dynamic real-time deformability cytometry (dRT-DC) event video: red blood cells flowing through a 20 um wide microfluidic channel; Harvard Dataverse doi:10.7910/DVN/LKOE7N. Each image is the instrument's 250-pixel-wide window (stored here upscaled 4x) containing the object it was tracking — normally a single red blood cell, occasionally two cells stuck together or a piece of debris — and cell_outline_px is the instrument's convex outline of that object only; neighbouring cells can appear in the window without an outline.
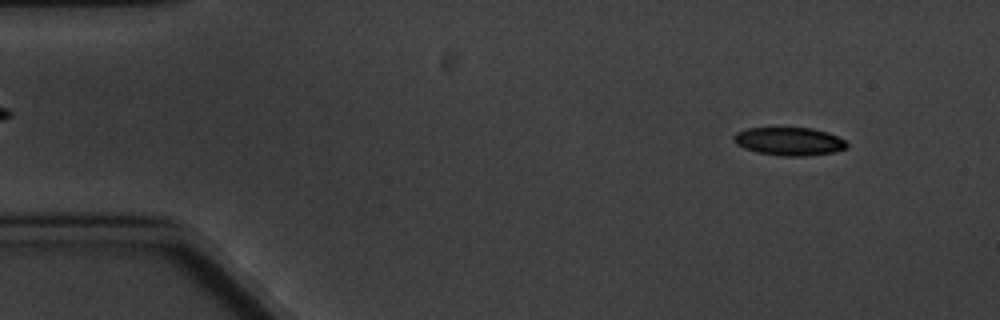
{"species": "common noctule bat (a hibernating species)", "species_latin": "Nyctalus noctula", "temperature_condition": "cold", "stored_images_in_passage": 5, "segment_of_instrument_passage": [1, 2], "camera_frame_rate_fps": 3000, "um_per_image_px": 0.085, "animal": {"sex": "male", "body_mass_g": 20.1, "forearm_length_mm": 53.5}, "frame": {"image": 1, "passage_image": 1, "time_ms": 0.0, "image_size_px": [1000, 320], "cell_outline_px": [[848, 144], [844, 148], [836, 152], [804, 156], [784, 156], [756, 152], [744, 148], [736, 144], [732, 140], [732, 136], [736, 132], [748, 128], [812, 128], [828, 132], [844, 140]], "centroid_in_image_um": [67.05, 12.01], "position_along_channel_um": 18.0, "area_um2": 18.55}}
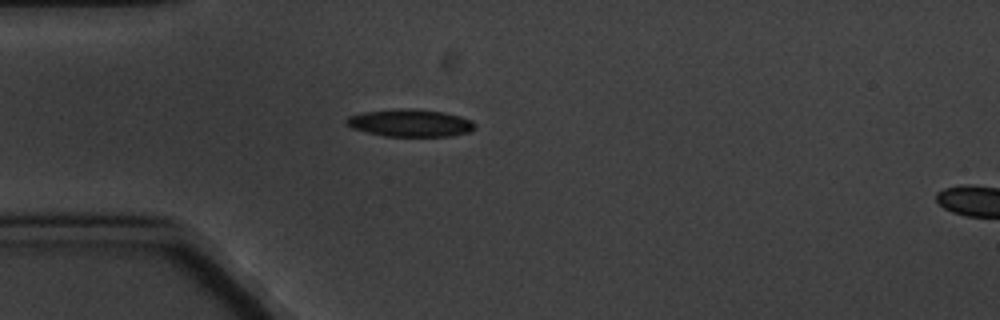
{"frame": {"image": 2, "passage_image": 4, "time_ms": 3.333, "image_size_px": [1000, 320], "cell_outline_px": [[476, 128], [468, 132], [452, 136], [384, 136], [352, 128], [344, 124], [344, 120], [348, 116], [364, 112], [404, 108], [408, 108], [444, 112], [460, 116], [472, 120], [476, 124]], "centroid_in_image_um": [34.87, 10.45], "position_along_channel_um": 50.1, "area_um2": 20.58}}